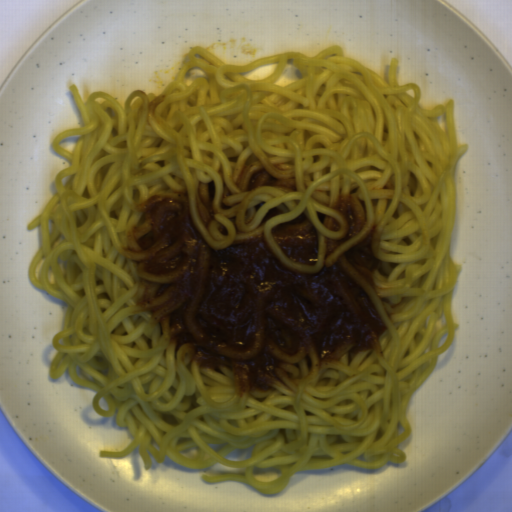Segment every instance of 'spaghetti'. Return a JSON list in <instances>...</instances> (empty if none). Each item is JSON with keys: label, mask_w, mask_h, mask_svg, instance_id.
<instances>
[{"label": "spaghetti", "mask_w": 512, "mask_h": 512, "mask_svg": "<svg viewBox=\"0 0 512 512\" xmlns=\"http://www.w3.org/2000/svg\"><path fill=\"white\" fill-rule=\"evenodd\" d=\"M387 81L344 58L339 46L314 55L279 53L226 65L194 46L173 80L133 89L123 103L69 86L80 126L50 142L70 164L30 221L39 250L27 269L32 288L64 304L49 369L58 381L95 391L92 406L114 417L131 441L100 457L139 448L144 468L169 458L206 472V483L240 481L270 496L296 472L406 462L407 407L453 344V295L461 265L451 256L459 159L454 100L424 109L414 82ZM264 152L306 167L310 186L297 208L325 236L318 216L331 197L353 194L378 220L381 267L374 278L390 299L381 354L348 353L308 382H281L240 396L227 371L179 366L164 330L136 311L141 276L121 251L152 193L218 182L231 160ZM117 411V412H116ZM150 454V455H149Z\"/></svg>", "instance_id": "obj_1"}]
</instances>
